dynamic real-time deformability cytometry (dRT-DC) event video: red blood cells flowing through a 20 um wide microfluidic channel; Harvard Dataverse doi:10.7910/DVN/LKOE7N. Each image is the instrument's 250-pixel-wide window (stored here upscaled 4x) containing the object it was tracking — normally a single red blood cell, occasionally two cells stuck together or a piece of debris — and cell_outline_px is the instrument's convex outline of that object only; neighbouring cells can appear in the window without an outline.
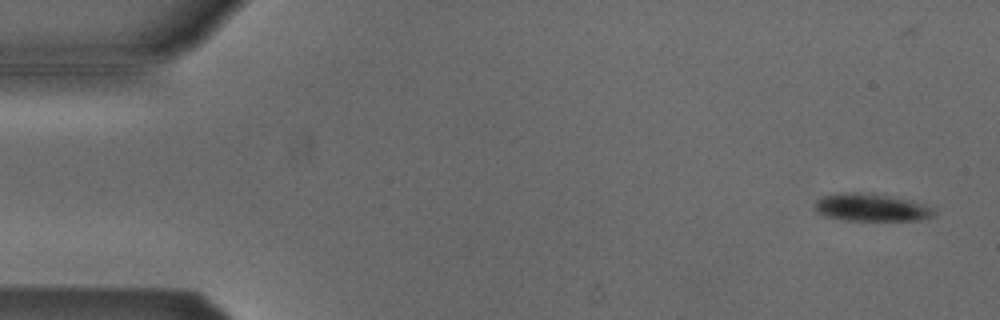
{"species": "Egyptian fruit bat (a non-hibernating species)", "species_latin": "Rousettus aegyptiacus", "temperature_condition": "cold", "stored_images_in_passage": 56, "camera_frame_rate_fps": 3000, "um_per_image_px": 0.085, "animal": {"sex": "male"}, "frame": {"image": 1, "passage_image": 4, "time_ms": 1.0, "image_size_px": [1000, 320], "cell_outline_px": [[936, 212], [932, 216], [916, 220], [848, 220], [828, 216], [820, 212], [816, 208], [816, 200], [824, 196], [840, 192], [860, 192], [888, 196], [912, 200], [924, 204], [932, 208]], "centroid_in_image_um": [74.09, 17.62], "position_along_channel_um": 10.9, "area_um2": 18.73}}
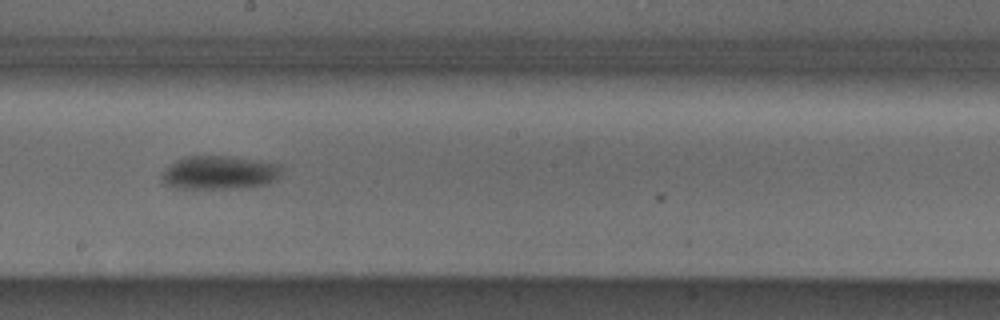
{"frame": {"image": 2, "passage_image": 31, "time_ms": 10.0, "image_size_px": [1000, 320], "cell_outline_px": [[280, 176], [276, 180], [264, 184], [248, 188], [180, 188], [168, 184], [160, 176], [176, 160], [184, 156], [232, 156], [260, 160], [280, 164]], "centroid_in_image_um": [18.72, 14.66], "position_along_channel_um": 229.5, "area_um2": 23.29}}
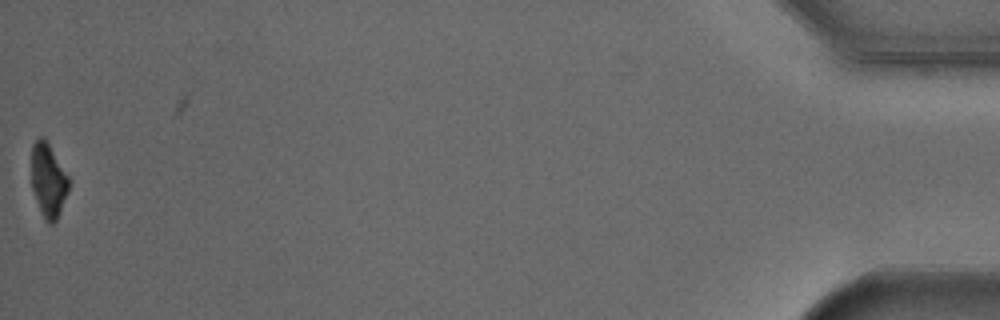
{"frame": {"image": 3, "passage_image": 55, "time_ms": 18.0, "image_size_px": [1000, 320], "cell_outline_px": [[68, 192], [60, 212], [56, 220], [52, 224], [48, 224], [44, 220], [36, 200], [32, 188], [32, 144], [40, 136], [44, 136], [68, 176]], "centroid_in_image_um": [4.1, 15.34], "position_along_channel_um": 431.1, "area_um2": 15.9}, "authors_computed_cell_mechanics": {"area_um2": 20.8658, "velocity_mm_per_s": 3.8126, "shape_relaxation_time_tau1_ms": 1.8865, "shape_relaxation_time_tau2_ms": null, "deformation_change_tau1": 0.0884, "deformation_change_tau2": null}}